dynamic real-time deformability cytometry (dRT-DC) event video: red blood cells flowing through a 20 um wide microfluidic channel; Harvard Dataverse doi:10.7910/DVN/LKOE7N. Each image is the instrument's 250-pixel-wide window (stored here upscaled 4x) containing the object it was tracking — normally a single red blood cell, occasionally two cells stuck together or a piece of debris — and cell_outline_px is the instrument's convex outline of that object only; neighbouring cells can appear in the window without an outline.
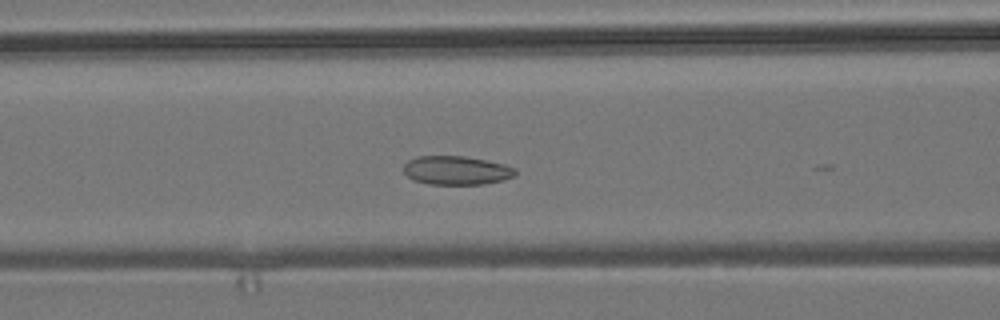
{"species": "common noctule bat (a hibernating species)", "species_latin": "Nyctalus noctula", "temperature_condition": "room temperature", "stored_images_in_passage": 26, "camera_frame_rate_fps": 3000, "um_per_image_px": 0.085, "animal": {"sex": "male", "body_mass_g": 19.2, "forearm_length_mm": 51.8}, "frame": {"image": 1, "passage_image": 22, "time_ms": 7.0, "image_size_px": [1000, 320], "cell_outline_px": [[516, 176], [504, 180], [484, 184], [428, 184], [412, 180], [404, 172], [404, 164], [408, 160], [416, 156], [464, 156], [504, 164], [516, 168]], "centroid_in_image_um": [38.8, 14.48], "position_along_channel_um": 127.8, "area_um2": 18.84}}
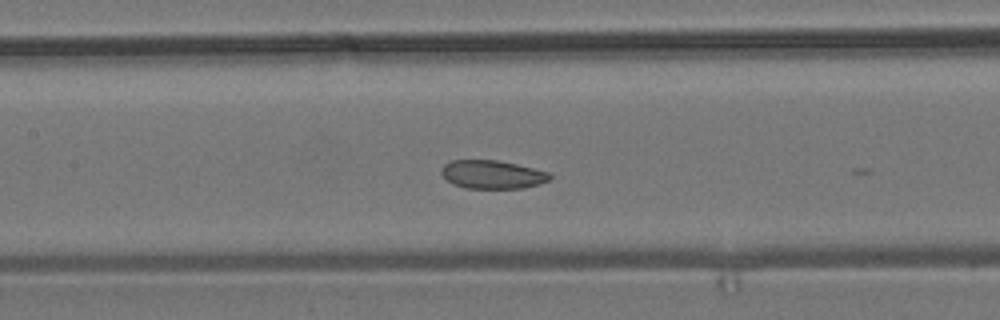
{"frame": {"image": 2, "passage_image": 25, "time_ms": 8.0, "image_size_px": [1000, 320], "cell_outline_px": [[552, 176], [548, 180], [540, 184], [524, 188], [464, 188], [448, 180], [440, 172], [440, 168], [444, 164], [452, 160], [496, 160], [516, 164], [548, 172]], "centroid_in_image_um": [41.84, 14.83], "position_along_channel_um": 165.6, "area_um2": 17.8}}